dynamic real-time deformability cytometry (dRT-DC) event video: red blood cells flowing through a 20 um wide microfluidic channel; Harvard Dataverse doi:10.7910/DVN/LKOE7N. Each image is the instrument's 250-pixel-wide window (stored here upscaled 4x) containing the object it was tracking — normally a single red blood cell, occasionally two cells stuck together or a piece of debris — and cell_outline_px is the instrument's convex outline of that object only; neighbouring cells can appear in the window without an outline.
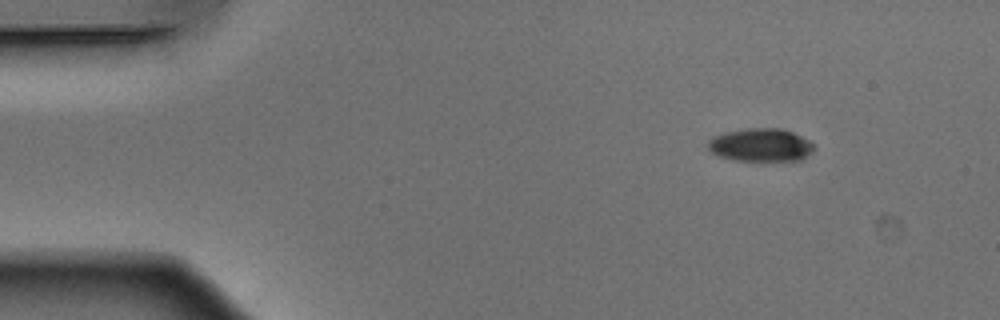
{"species": "Egyptian fruit bat (a non-hibernating species)", "species_latin": "Rousettus aegyptiacus", "temperature_condition": "warm", "stored_images_in_passage": 47, "camera_frame_rate_fps": 3000, "um_per_image_px": 0.085, "animal": {"sex": "male"}, "frame": {"image": 1, "passage_image": 1, "time_ms": 0.0, "image_size_px": [1000, 320], "cell_outline_px": [[816, 148], [812, 152], [800, 160], [732, 160], [716, 156], [708, 148], [708, 140], [712, 136], [728, 132], [748, 128], [780, 128], [792, 132], [816, 144]], "centroid_in_image_um": [64.66, 12.32], "position_along_channel_um": 20.3, "area_um2": 20.46}}
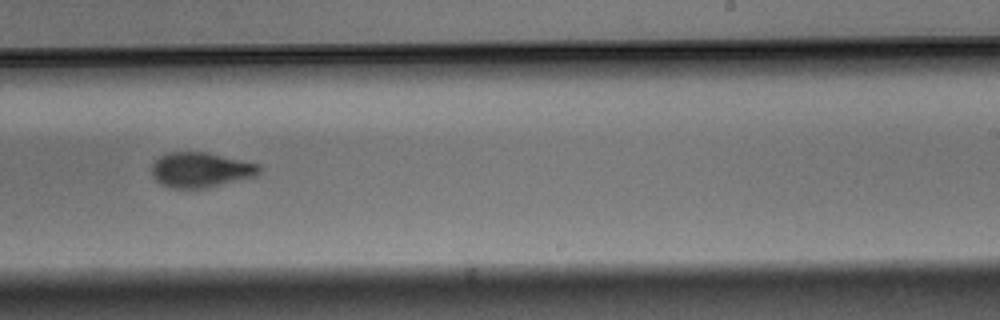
{"frame": {"image": 2, "passage_image": 27, "time_ms": 8.667, "image_size_px": [1000, 320], "cell_outline_px": [[260, 172], [256, 176], [208, 188], [168, 188], [160, 184], [152, 176], [152, 164], [160, 156], [168, 152], [208, 152], [260, 164]], "centroid_in_image_um": [17.06, 14.44], "position_along_channel_um": 271.9, "area_um2": 22.2}}
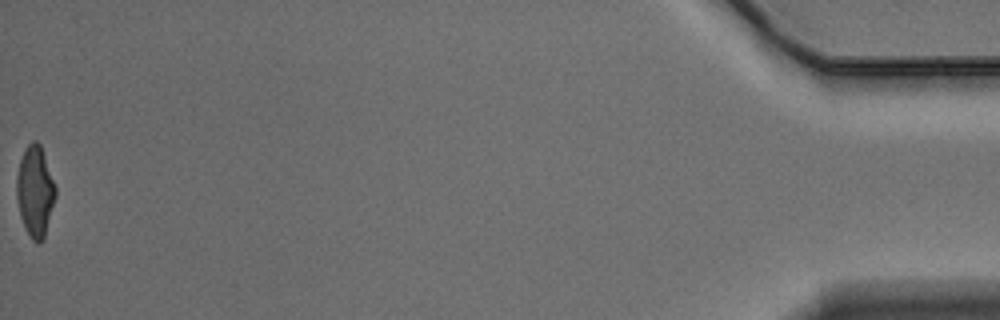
{"frame": {"image": 3, "passage_image": 47, "time_ms": 15.333, "image_size_px": [1000, 320], "cell_outline_px": [[56, 196], [44, 240], [40, 244], [36, 244], [32, 240], [24, 228], [20, 216], [16, 196], [16, 176], [20, 160], [24, 148], [32, 140], [36, 140], [40, 144], [56, 188]], "centroid_in_image_um": [2.97, 16.3], "position_along_channel_um": 432.2, "area_um2": 20.87}, "authors_computed_cell_mechanics": {"area_um2": 22.1374, "velocity_mm_per_s": 3.8946, "shape_relaxation_time_tau1_ms": 3.0254, "shape_relaxation_time_tau2_ms": 3.6218, "deformation_change_tau1": 0.161, "deformation_change_tau2": 0.081}}